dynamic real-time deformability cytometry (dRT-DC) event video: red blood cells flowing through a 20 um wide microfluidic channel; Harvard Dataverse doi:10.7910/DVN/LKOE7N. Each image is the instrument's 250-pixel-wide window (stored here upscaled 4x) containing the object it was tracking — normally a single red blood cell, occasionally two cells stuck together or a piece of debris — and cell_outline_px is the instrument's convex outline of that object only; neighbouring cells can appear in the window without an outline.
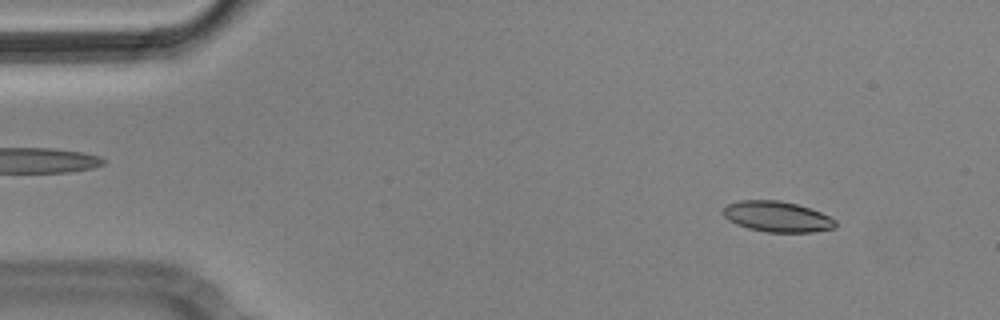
{"species": "Egyptian fruit bat (a non-hibernating species)", "species_latin": "Rousettus aegyptiacus", "temperature_condition": "cold", "stored_images_in_passage": 4, "camera_frame_rate_fps": 3000, "um_per_image_px": 0.085, "animal": {"sex": "male"}, "frame": {"image": 1, "passage_image": 1, "time_ms": 0.0, "image_size_px": [1000, 320], "cell_outline_px": [[836, 224], [832, 228], [812, 232], [768, 232], [748, 228], [736, 224], [728, 220], [724, 216], [724, 208], [728, 204], [740, 200], [776, 200], [796, 204], [820, 212], [836, 220]], "centroid_in_image_um": [66.03, 18.41], "position_along_channel_um": 19.0, "area_um2": 19.77}}
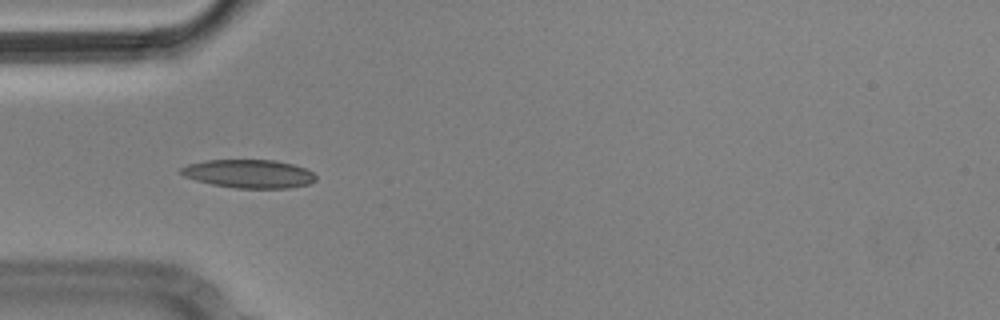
{"frame": {"image": 2, "passage_image": 4, "time_ms": 1.0, "image_size_px": [1000, 320], "cell_outline_px": [[316, 180], [308, 184], [288, 188], [236, 188], [212, 184], [196, 180], [184, 176], [180, 172], [180, 168], [188, 164], [208, 160], [276, 160], [292, 164], [304, 168], [312, 172], [316, 176]], "centroid_in_image_um": [21.16, 14.77], "position_along_channel_um": 63.8, "area_um2": 22.2}}